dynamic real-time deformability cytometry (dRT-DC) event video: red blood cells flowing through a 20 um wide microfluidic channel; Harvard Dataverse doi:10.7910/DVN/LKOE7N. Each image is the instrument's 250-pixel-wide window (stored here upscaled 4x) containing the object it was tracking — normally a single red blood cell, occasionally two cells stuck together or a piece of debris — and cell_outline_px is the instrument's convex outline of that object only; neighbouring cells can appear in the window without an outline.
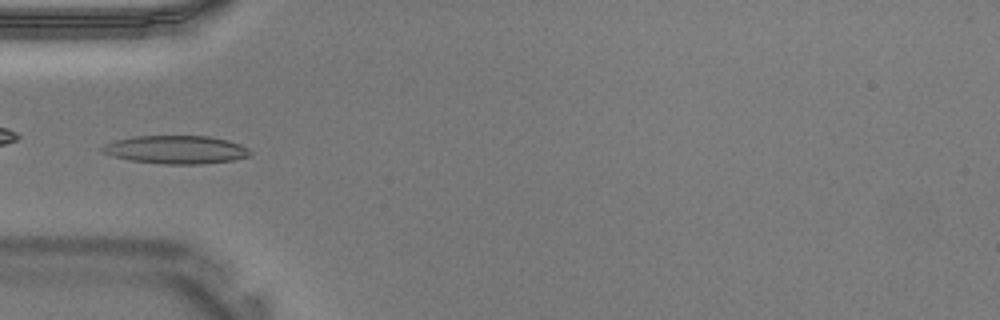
{"species": "Egyptian fruit bat (a non-hibernating species)", "species_latin": "Rousettus aegyptiacus", "temperature_condition": "warm", "stored_images_in_passage": 26, "camera_frame_rate_fps": 3000, "um_per_image_px": 0.085, "animal": {"sex": "male"}, "frame": {"image": 1, "passage_image": 1, "time_ms": 0.0, "image_size_px": [1000, 320], "cell_outline_px": [[252, 152], [248, 156], [232, 160], [200, 164], [164, 164], [132, 160], [112, 156], [104, 152], [100, 148], [104, 144], [116, 140], [132, 136], [208, 136], [228, 140], [240, 144], [248, 148]], "centroid_in_image_um": [14.96, 12.71], "position_along_channel_um": 70.0, "area_um2": 24.16}}